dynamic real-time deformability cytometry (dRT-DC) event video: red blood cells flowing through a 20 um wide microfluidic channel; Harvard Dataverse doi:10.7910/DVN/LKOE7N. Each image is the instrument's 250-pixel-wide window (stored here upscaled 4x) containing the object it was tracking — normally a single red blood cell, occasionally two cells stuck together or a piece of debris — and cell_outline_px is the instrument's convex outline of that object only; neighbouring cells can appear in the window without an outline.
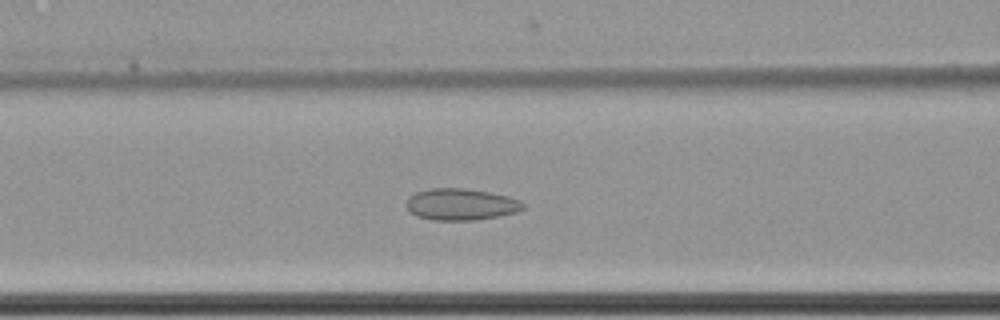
{"species": "common noctule bat (a hibernating species)", "species_latin": "Nyctalus noctula", "temperature_condition": "cold", "stored_images_in_passage": 61, "camera_frame_rate_fps": 3000, "um_per_image_px": 0.085, "animal": {"sex": "female", "body_mass_g": 22.7, "forearm_length_mm": 54.2}, "frame": {"image": 1, "passage_image": 27, "time_ms": 8.667, "image_size_px": [1000, 320], "cell_outline_px": [[524, 208], [516, 212], [476, 220], [432, 220], [416, 216], [404, 204], [408, 196], [416, 192], [432, 188], [464, 188], [488, 192], [508, 196], [520, 200], [524, 204]], "centroid_in_image_um": [39.15, 17.37], "position_along_channel_um": 127.5, "area_um2": 21.5}}
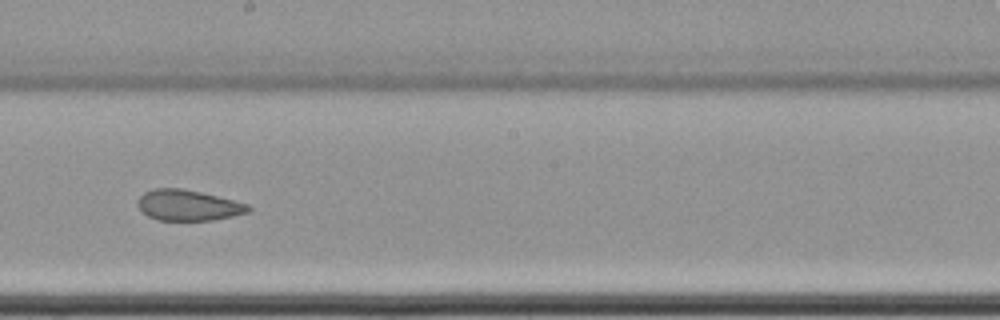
{"frame": {"image": 2, "passage_image": 36, "time_ms": 11.667, "image_size_px": [1000, 320], "cell_outline_px": [[252, 208], [248, 212], [232, 216], [212, 220], [156, 220], [148, 216], [136, 204], [140, 196], [144, 192], [156, 188], [180, 188], [200, 192], [248, 204]], "centroid_in_image_um": [15.97, 17.45], "position_along_channel_um": 232.2, "area_um2": 19.59}}
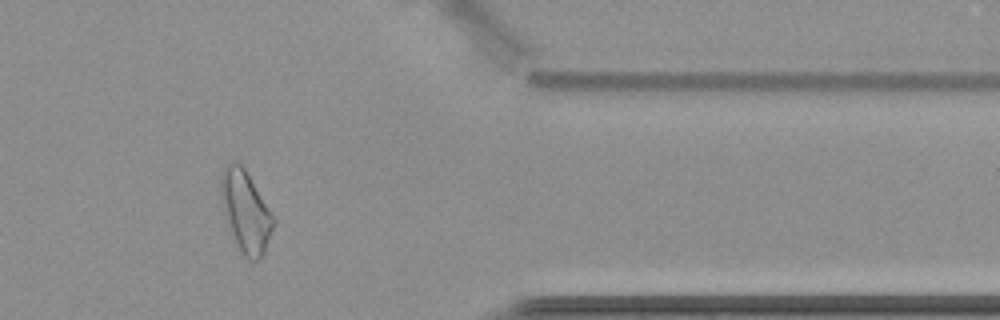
{"frame": {"image": 3, "passage_image": 51, "time_ms": 16.667, "image_size_px": [1000, 320], "cell_outline_px": [[276, 220], [264, 252], [256, 260], [248, 260], [236, 248], [224, 208], [220, 192], [220, 180], [224, 168], [232, 160], [236, 160], [244, 168]], "centroid_in_image_um": [20.88, 17.99], "position_along_channel_um": 390.5, "area_um2": 24.39}, "authors_computed_cell_mechanics": {"area_um2": 24.854, "velocity_mm_per_s": 3.4939, "shape_relaxation_time_tau1_ms": null, "shape_relaxation_time_tau2_ms": 1.6294, "deformation_change_tau1": null, "deformation_change_tau2": 0.0841}}